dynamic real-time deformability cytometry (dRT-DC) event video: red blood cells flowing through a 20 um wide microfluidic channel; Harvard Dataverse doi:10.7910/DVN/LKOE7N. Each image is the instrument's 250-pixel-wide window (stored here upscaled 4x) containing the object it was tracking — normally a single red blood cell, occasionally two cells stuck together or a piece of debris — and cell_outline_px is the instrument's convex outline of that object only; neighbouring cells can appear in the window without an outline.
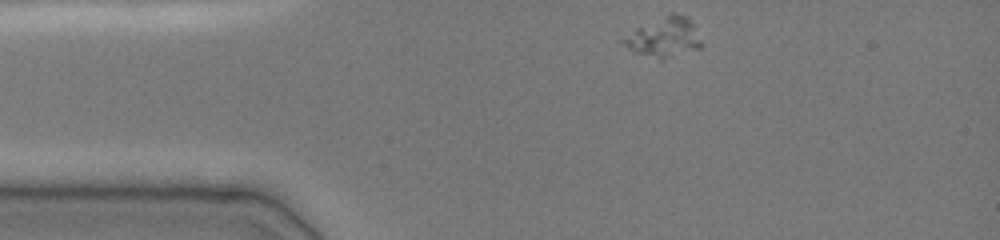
{"species": "common noctule bat (a hibernating species)", "species_latin": "Nyctalus noctula", "temperature_condition": "cold", "stored_images_in_passage": 18, "camera_frame_rate_fps": 3000, "um_per_image_px": 0.085, "animal": {"sex": "female", "body_mass_g": 19.0, "forearm_length_mm": 51.5}, "frame": {"image": 1, "passage_image": 1, "time_ms": 0.0, "image_size_px": [1000, 240], "cell_outline_px": [[704, 44], [700, 48], [660, 60], [636, 52], [628, 48], [620, 40], [636, 28], [668, 12], [672, 12], [688, 16]], "centroid_in_image_um": [56.47, 3.14], "position_along_channel_um": 28.5, "area_um2": 18.09}}
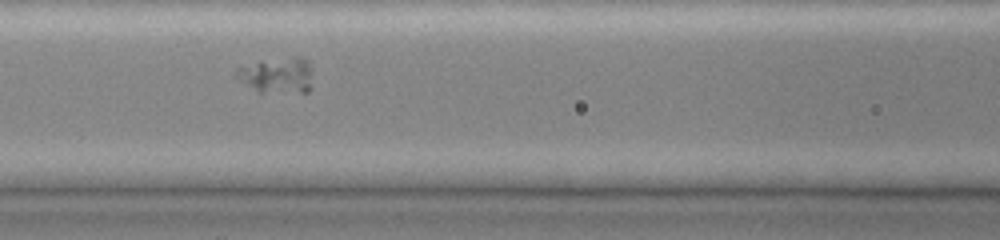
{"frame": {"image": 2, "passage_image": 10, "time_ms": 4.0, "image_size_px": [1000, 240], "cell_outline_px": [[312, 88], [308, 92], [260, 92], [244, 84], [236, 76], [236, 68], [260, 60], [296, 56], [300, 56], [308, 64], [312, 72]], "centroid_in_image_um": [23.57, 6.39], "position_along_channel_um": 143.0, "area_um2": 16.07}}
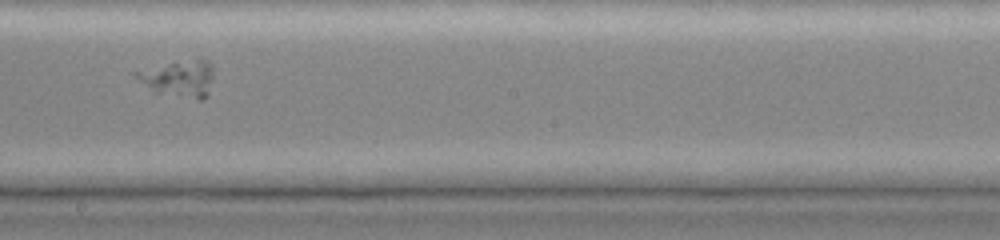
{"frame": {"image": 3, "passage_image": 16, "time_ms": 6.333, "image_size_px": [1000, 240], "cell_outline_px": [[212, 76], [208, 96], [200, 100], [196, 100], [156, 92], [140, 80], [132, 72], [172, 64], [196, 60], [204, 60], [212, 68]], "centroid_in_image_um": [15.26, 6.74], "position_along_channel_um": 232.9, "area_um2": 15.55}}